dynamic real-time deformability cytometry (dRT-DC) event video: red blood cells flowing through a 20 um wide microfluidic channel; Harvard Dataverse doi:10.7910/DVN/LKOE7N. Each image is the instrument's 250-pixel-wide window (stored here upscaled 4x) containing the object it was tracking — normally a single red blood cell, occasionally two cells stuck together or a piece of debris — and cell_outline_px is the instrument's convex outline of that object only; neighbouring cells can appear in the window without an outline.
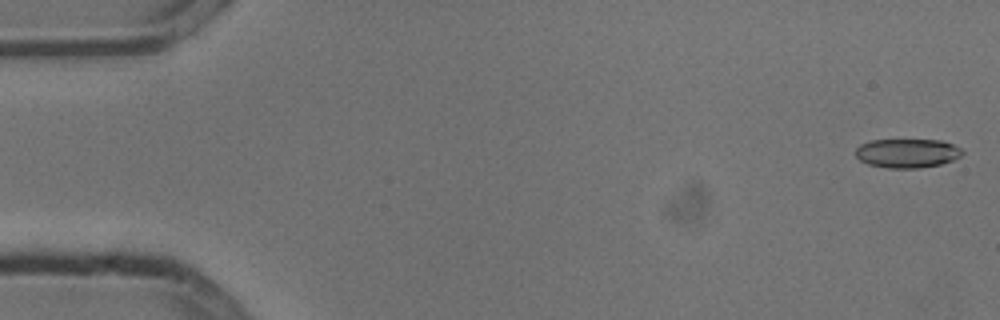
{"species": "common noctule bat (a hibernating species)", "species_latin": "Nyctalus noctula", "temperature_condition": "cold", "stored_images_in_passage": 4, "camera_frame_rate_fps": 3000, "um_per_image_px": 0.085, "animal": {"sex": "male", "body_mass_g": 13.3}, "frame": {"image": 1, "passage_image": 1, "time_ms": 0.0, "image_size_px": [1000, 320], "cell_outline_px": [[964, 152], [960, 156], [952, 160], [940, 164], [920, 168], [888, 168], [868, 164], [860, 160], [856, 156], [856, 148], [860, 144], [868, 140], [940, 140], [952, 144], [960, 148]], "centroid_in_image_um": [77.09, 13.02], "position_along_channel_um": 7.9, "area_um2": 18.03}}